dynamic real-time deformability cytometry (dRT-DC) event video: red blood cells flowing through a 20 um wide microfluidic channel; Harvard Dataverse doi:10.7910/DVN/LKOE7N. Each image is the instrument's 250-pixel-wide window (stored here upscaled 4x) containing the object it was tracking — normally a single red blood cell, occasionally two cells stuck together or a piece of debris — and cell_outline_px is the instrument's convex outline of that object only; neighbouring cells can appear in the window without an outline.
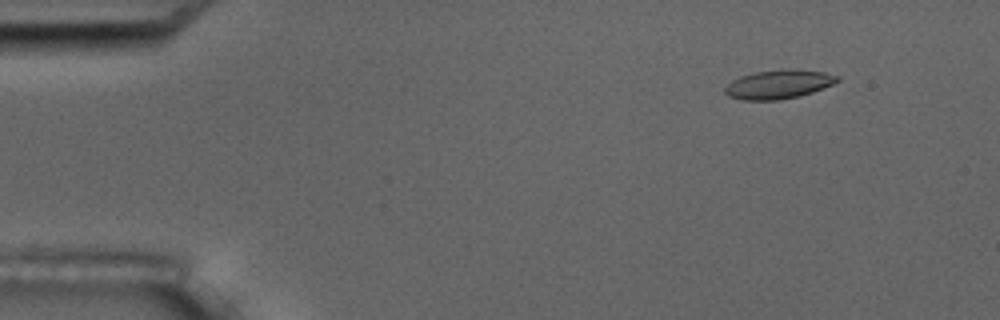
{"species": "common noctule bat (a hibernating species)", "species_latin": "Nyctalus noctula", "temperature_condition": "room temperature", "stored_images_in_passage": 4, "camera_frame_rate_fps": 3000, "um_per_image_px": 0.085, "animal": {"sex": "male", "body_mass_g": 17.5, "forearm_length_mm": 52.3}, "frame": {"image": 1, "passage_image": 2, "time_ms": 1.0, "image_size_px": [1000, 320], "cell_outline_px": [[840, 80], [832, 84], [812, 92], [800, 96], [780, 100], [744, 100], [728, 96], [724, 92], [724, 88], [732, 80], [740, 76], [756, 72], [824, 72], [840, 76]], "centroid_in_image_um": [66.13, 7.23], "position_along_channel_um": 18.9, "area_um2": 17.98}}
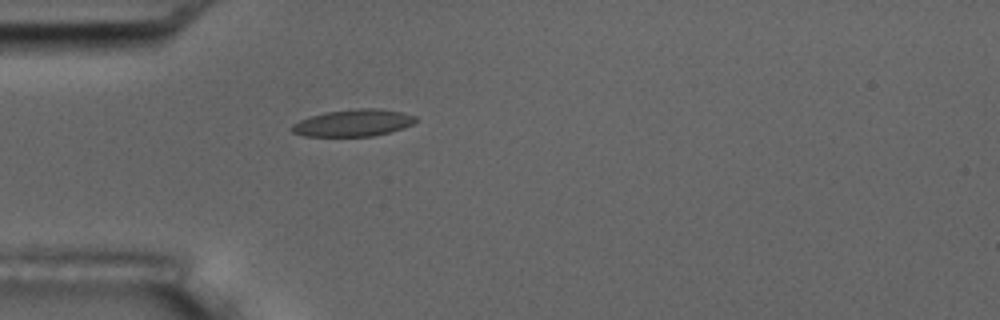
{"frame": {"image": 2, "passage_image": 4, "time_ms": 4.333, "image_size_px": [1000, 320], "cell_outline_px": [[416, 120], [412, 124], [404, 128], [372, 136], [304, 136], [292, 132], [292, 124], [300, 120], [324, 112], [356, 108], [380, 108], [400, 112], [416, 116]], "centroid_in_image_um": [30.03, 10.44], "position_along_channel_um": 55.0, "area_um2": 19.36}}